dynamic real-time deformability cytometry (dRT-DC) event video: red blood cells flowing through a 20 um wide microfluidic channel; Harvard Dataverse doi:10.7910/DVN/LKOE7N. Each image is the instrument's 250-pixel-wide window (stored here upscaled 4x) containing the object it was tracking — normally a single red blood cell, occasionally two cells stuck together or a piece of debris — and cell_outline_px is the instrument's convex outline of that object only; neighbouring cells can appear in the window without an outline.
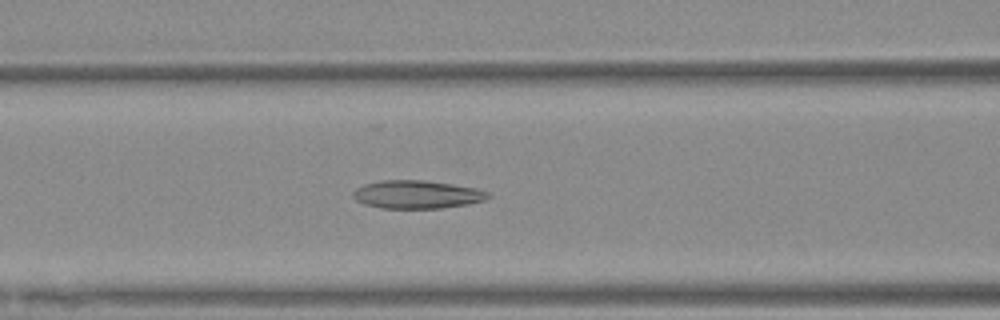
{"species": "Egyptian fruit bat (a non-hibernating species)", "species_latin": "Rousettus aegyptiacus", "temperature_condition": "warm", "stored_images_in_passage": 33, "camera_frame_rate_fps": 3000, "um_per_image_px": 0.085, "animal": {"sex": "female"}, "frame": {"image": 1, "passage_image": 11, "time_ms": 3.333, "image_size_px": [1000, 320], "cell_outline_px": [[492, 196], [484, 200], [464, 204], [440, 208], [380, 208], [364, 204], [356, 200], [352, 196], [352, 192], [356, 188], [364, 184], [384, 180], [424, 180], [452, 184], [476, 188], [488, 192]], "centroid_in_image_um": [35.41, 16.52], "position_along_channel_um": 131.2, "area_um2": 22.02}}
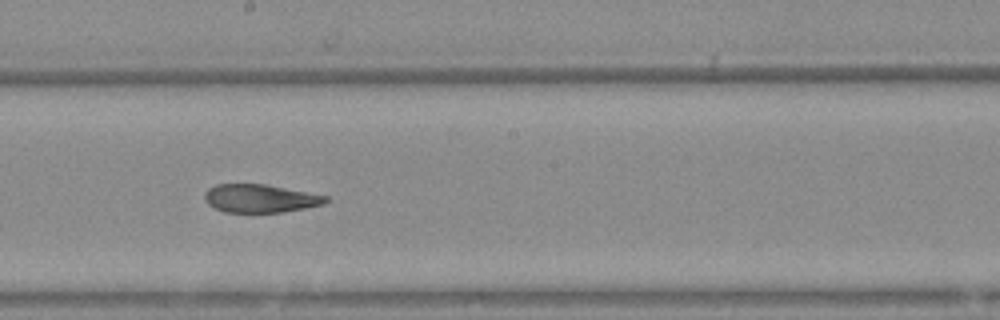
{"frame": {"image": 2, "passage_image": 18, "time_ms": 5.667, "image_size_px": [1000, 320], "cell_outline_px": [[328, 200], [324, 204], [304, 208], [280, 212], [224, 212], [208, 204], [204, 200], [204, 192], [208, 188], [216, 184], [268, 184], [328, 196]], "centroid_in_image_um": [22.09, 16.85], "position_along_channel_um": 226.1, "area_um2": 19.94}}
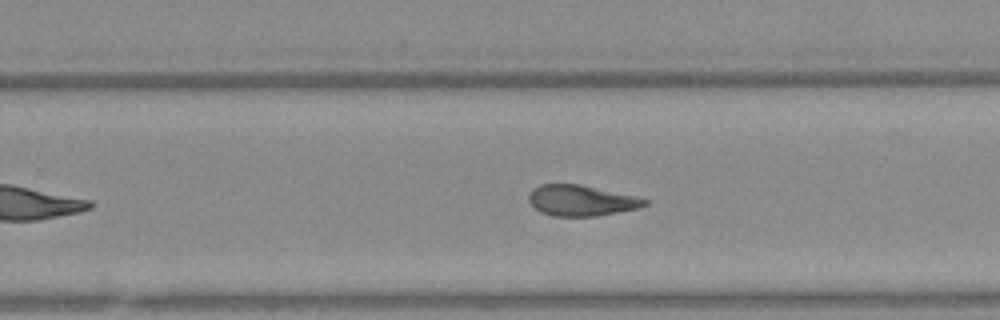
{"frame": {"image": 3, "passage_image": 22, "time_ms": 7.0, "image_size_px": [1000, 320], "cell_outline_px": [[648, 204], [636, 208], [596, 216], [552, 216], [540, 212], [528, 200], [528, 196], [532, 188], [540, 184], [580, 184], [632, 196], [648, 200]], "centroid_in_image_um": [49.33, 17.04], "position_along_channel_um": 280.5, "area_um2": 20.46}}